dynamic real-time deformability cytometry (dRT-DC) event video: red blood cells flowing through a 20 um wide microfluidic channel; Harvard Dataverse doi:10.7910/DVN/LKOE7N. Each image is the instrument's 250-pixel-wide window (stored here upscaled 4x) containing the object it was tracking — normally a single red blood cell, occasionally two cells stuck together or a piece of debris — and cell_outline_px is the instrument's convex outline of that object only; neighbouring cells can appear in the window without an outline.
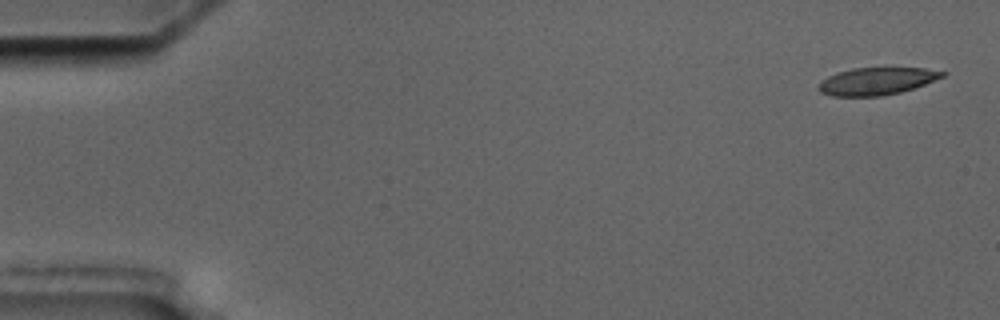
{"species": "common noctule bat (a hibernating species)", "species_latin": "Nyctalus noctula", "temperature_condition": "cold", "stored_images_in_passage": 3, "camera_frame_rate_fps": 3000, "um_per_image_px": 0.085, "animal": {"sex": "male", "body_mass_g": 17.5, "forearm_length_mm": 52.3}, "frame": {"image": 1, "passage_image": 1, "time_ms": 0.0, "image_size_px": [1000, 320], "cell_outline_px": [[948, 72], [944, 76], [924, 84], [900, 92], [880, 96], [832, 96], [820, 92], [816, 88], [820, 80], [836, 72], [852, 68], [924, 68]], "centroid_in_image_um": [74.46, 6.89], "position_along_channel_um": 10.5, "area_um2": 19.77}}
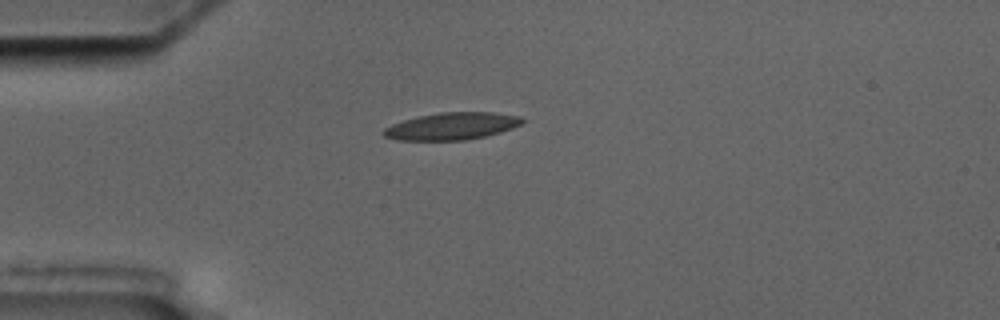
{"frame": {"image": 2, "passage_image": 3, "time_ms": 4.333, "image_size_px": [1000, 320], "cell_outline_px": [[524, 120], [520, 124], [512, 128], [500, 132], [484, 136], [464, 140], [396, 140], [384, 136], [380, 132], [384, 128], [392, 124], [404, 120], [420, 116], [440, 112], [492, 112], [520, 116]], "centroid_in_image_um": [38.37, 10.72], "position_along_channel_um": 46.6, "area_um2": 21.85}}